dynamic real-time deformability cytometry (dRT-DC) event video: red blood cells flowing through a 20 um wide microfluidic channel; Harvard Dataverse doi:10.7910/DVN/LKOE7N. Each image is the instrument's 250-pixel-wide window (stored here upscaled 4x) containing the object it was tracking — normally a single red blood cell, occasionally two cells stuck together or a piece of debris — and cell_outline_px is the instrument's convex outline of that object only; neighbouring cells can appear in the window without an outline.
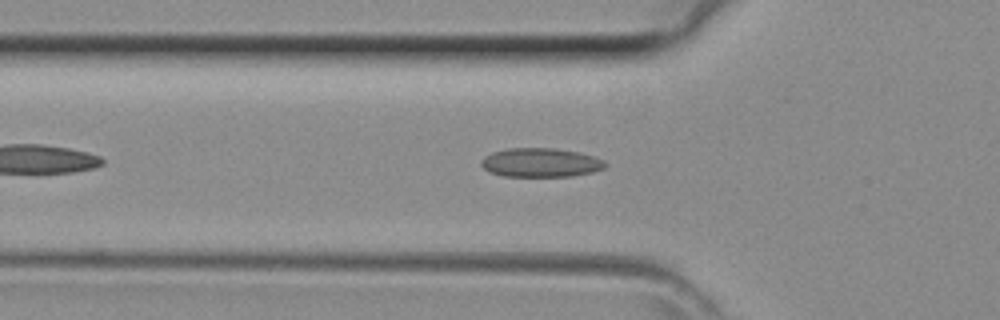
{"species": "common noctule bat (a hibernating species)", "species_latin": "Nyctalus noctula", "temperature_condition": "room temperature", "stored_images_in_passage": 34, "camera_frame_rate_fps": 3000, "um_per_image_px": 0.085, "animal": {"sex": "female", "body_mass_g": 29.2, "forearm_length_mm": 56.3}, "frame": {"image": 1, "passage_image": 6, "time_ms": 1.667, "image_size_px": [1000, 320], "cell_outline_px": [[608, 164], [604, 168], [592, 172], [572, 176], [504, 176], [488, 172], [480, 164], [480, 160], [484, 156], [492, 152], [508, 148], [552, 148], [580, 152], [604, 160]], "centroid_in_image_um": [45.93, 13.82], "position_along_channel_um": 79.9, "area_um2": 21.04}}
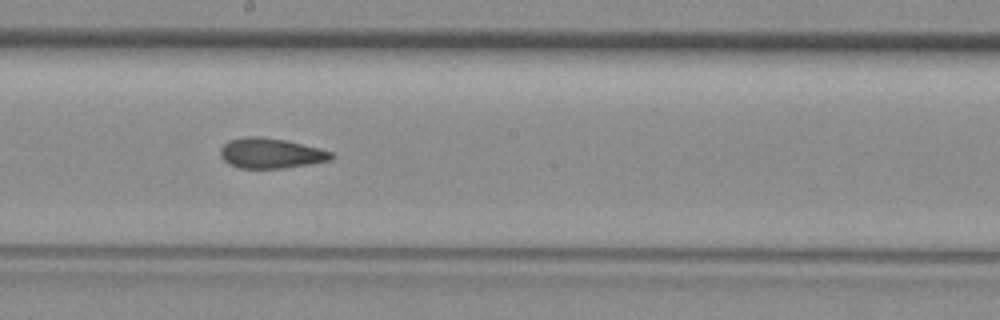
{"frame": {"image": 2, "passage_image": 15, "time_ms": 4.667, "image_size_px": [1000, 320], "cell_outline_px": [[336, 156], [332, 160], [312, 164], [284, 168], [240, 168], [228, 164], [220, 156], [220, 148], [228, 140], [244, 136], [260, 136], [284, 140], [320, 148], [332, 152]], "centroid_in_image_um": [23.03, 13.03], "position_along_channel_um": 225.2, "area_um2": 19.77}}
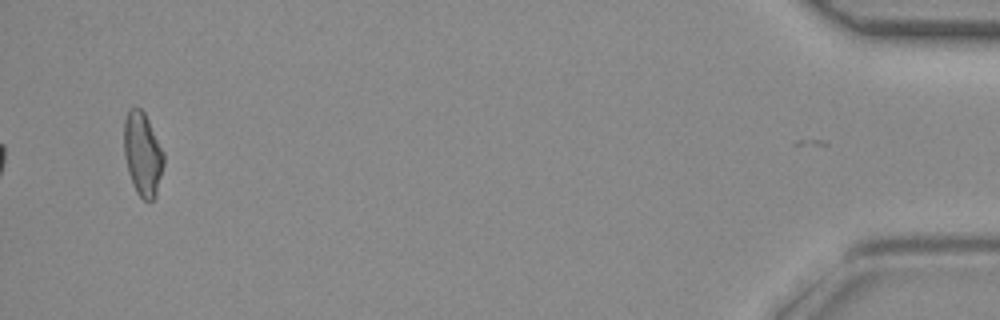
{"frame": {"image": 3, "passage_image": 33, "time_ms": 10.667, "image_size_px": [1000, 320], "cell_outline_px": [[164, 164], [156, 196], [152, 200], [144, 200], [136, 192], [132, 184], [128, 172], [124, 156], [124, 120], [128, 108], [140, 108], [144, 112], [164, 152]], "centroid_in_image_um": [12.11, 13.1], "position_along_channel_um": 423.1, "area_um2": 19.42}}